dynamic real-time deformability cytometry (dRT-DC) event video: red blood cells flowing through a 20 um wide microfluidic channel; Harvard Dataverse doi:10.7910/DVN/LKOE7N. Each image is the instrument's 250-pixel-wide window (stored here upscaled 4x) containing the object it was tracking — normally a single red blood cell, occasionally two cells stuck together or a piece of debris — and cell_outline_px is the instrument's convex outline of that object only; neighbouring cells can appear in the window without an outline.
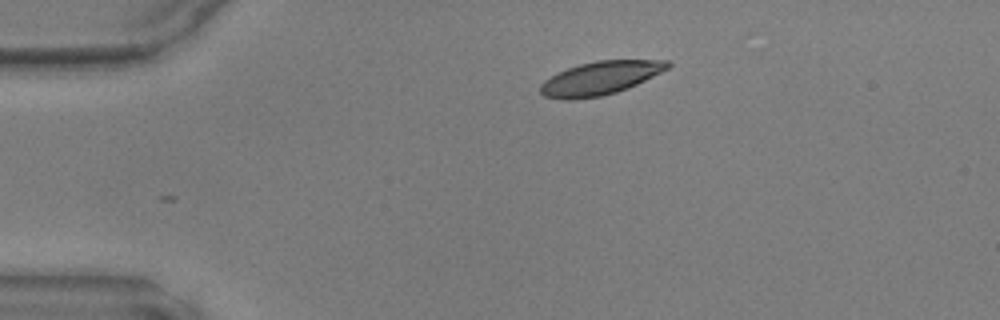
{"species": "common noctule bat (a hibernating species)", "species_latin": "Nyctalus noctula", "temperature_condition": "warm", "stored_images_in_passage": 29, "camera_frame_rate_fps": 3000, "um_per_image_px": 0.085, "animal": {"sex": "male", "body_mass_g": 17.9, "forearm_length_mm": 54.2}, "frame": {"image": 1, "passage_image": 1, "time_ms": 0.0, "image_size_px": [1000, 320], "cell_outline_px": [[672, 64], [668, 68], [628, 88], [616, 92], [600, 96], [572, 100], [568, 100], [544, 96], [540, 92], [540, 84], [544, 80], [568, 68], [580, 64], [596, 60], [668, 60]], "centroid_in_image_um": [51.01, 6.64], "position_along_channel_um": 34.0, "area_um2": 24.45}}
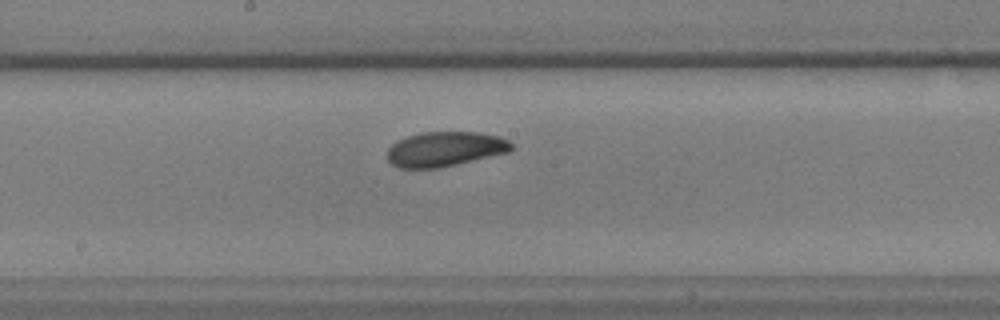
{"frame": {"image": 2, "passage_image": 17, "time_ms": 5.333, "image_size_px": [1000, 320], "cell_outline_px": [[512, 148], [508, 152], [440, 168], [396, 168], [388, 160], [388, 148], [392, 144], [408, 136], [424, 132], [476, 132], [500, 136], [508, 140], [512, 144]], "centroid_in_image_um": [37.82, 12.67], "position_along_channel_um": 210.4, "area_um2": 25.03}}
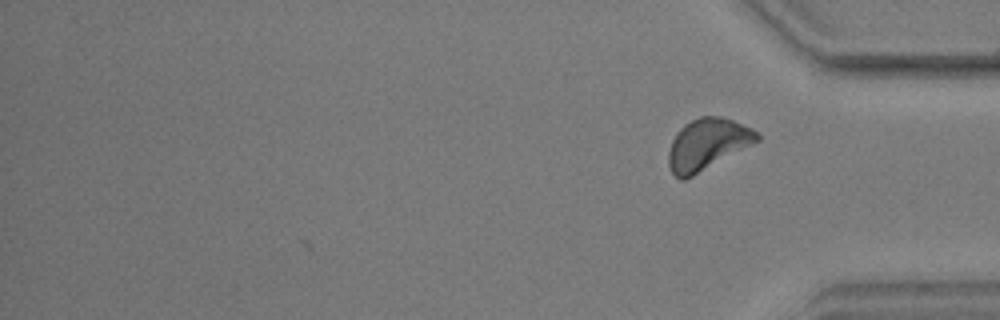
{"frame": {"image": 3, "passage_image": 29, "time_ms": 9.333, "image_size_px": [1000, 320], "cell_outline_px": [[760, 140], [692, 176], [684, 180], [680, 180], [672, 172], [668, 164], [668, 152], [672, 140], [676, 132], [684, 124], [700, 116], [720, 116], [732, 120], [752, 128], [760, 136]], "centroid_in_image_um": [60.1, 12.25], "position_along_channel_um": 375.1, "area_um2": 26.18}}